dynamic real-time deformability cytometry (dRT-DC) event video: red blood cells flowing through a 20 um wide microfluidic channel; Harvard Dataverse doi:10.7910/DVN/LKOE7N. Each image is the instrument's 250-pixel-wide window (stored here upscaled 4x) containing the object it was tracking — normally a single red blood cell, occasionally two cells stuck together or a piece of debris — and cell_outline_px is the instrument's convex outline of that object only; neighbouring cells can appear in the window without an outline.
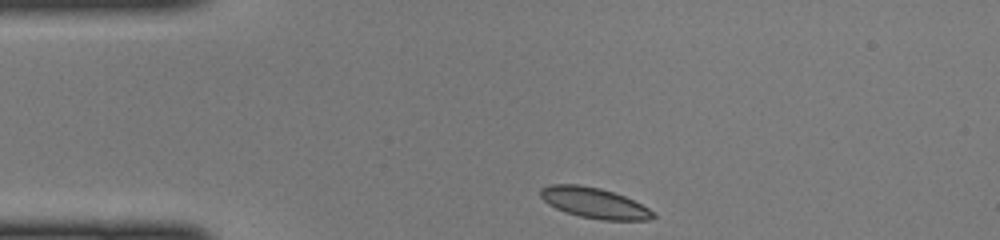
{"species": "common noctule bat (a hibernating species)", "species_latin": "Nyctalus noctula", "temperature_condition": "cold", "stored_images_in_passage": 39, "camera_frame_rate_fps": 3000, "um_per_image_px": 0.085, "animal": {"sex": "female", "body_mass_g": 22.0, "forearm_length_mm": 56.7}, "frame": {"image": 1, "passage_image": 1, "time_ms": 0.0, "image_size_px": [1000, 240], "cell_outline_px": [[656, 216], [652, 220], [600, 220], [580, 216], [564, 212], [548, 204], [540, 196], [540, 188], [548, 184], [576, 184], [600, 188], [624, 196], [656, 212]], "centroid_in_image_um": [50.5, 17.25], "position_along_channel_um": 34.5, "area_um2": 20.11}}
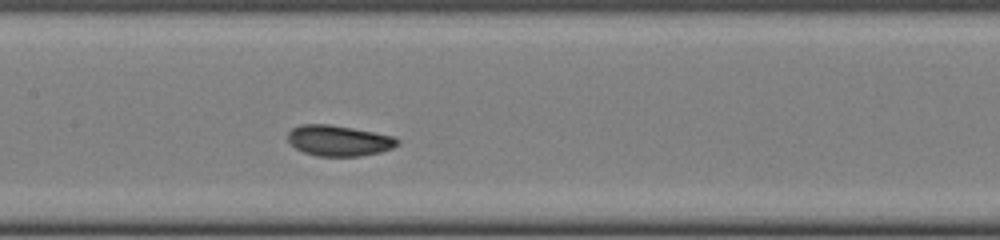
{"frame": {"image": 2, "passage_image": 14, "time_ms": 4.333, "image_size_px": [1000, 240], "cell_outline_px": [[400, 144], [392, 148], [380, 152], [360, 156], [316, 156], [304, 152], [296, 148], [288, 140], [288, 132], [292, 128], [300, 124], [328, 124], [352, 128], [396, 136], [400, 140]], "centroid_in_image_um": [28.83, 11.95], "position_along_channel_um": 178.6, "area_um2": 19.71}}
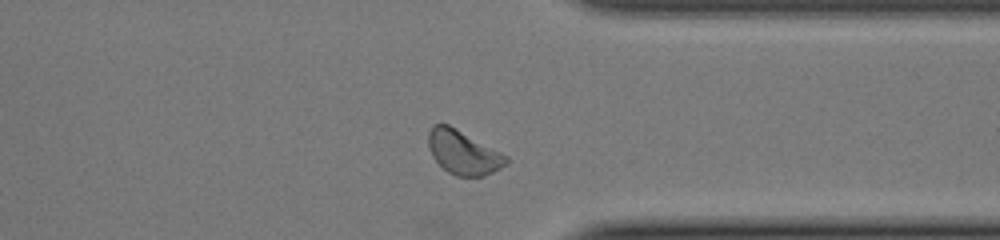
{"frame": {"image": 3, "passage_image": 28, "time_ms": 9.0, "image_size_px": [1000, 240], "cell_outline_px": [[508, 164], [484, 176], [456, 176], [448, 172], [432, 156], [428, 148], [428, 132], [432, 124], [448, 124], [508, 156]], "centroid_in_image_um": [39.36, 12.95], "position_along_channel_um": 372.0, "area_um2": 19.77}}